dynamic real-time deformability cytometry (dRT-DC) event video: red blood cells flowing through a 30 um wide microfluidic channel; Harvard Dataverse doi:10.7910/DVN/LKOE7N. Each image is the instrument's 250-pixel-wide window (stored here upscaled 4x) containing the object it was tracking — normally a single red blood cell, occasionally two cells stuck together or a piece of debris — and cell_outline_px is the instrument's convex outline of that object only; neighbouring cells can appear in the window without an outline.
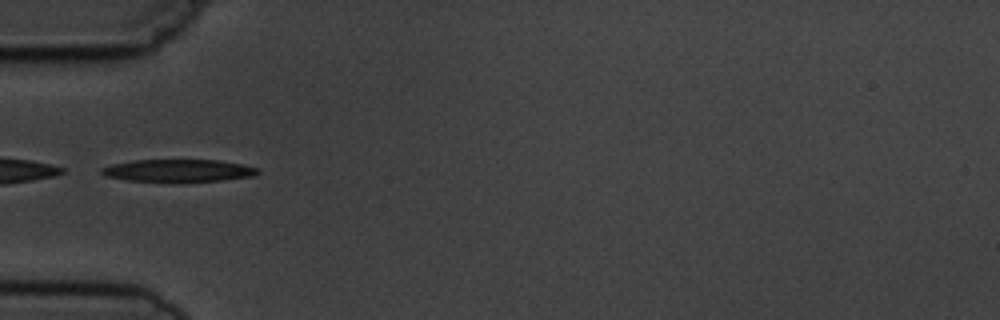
{"species": "common noctule bat (a hibernating species)", "species_latin": "Nyctalus noctula", "temperature_condition": "cold", "stored_images_in_passage": 1, "camera_frame_rate_fps": 3000, "um_per_image_px": 0.085, "animal": {"sex": "male", "body_mass_g": 19.5, "forearm_length_mm": 54.6}, "frame": {"image": 1, "passage_image": 1, "time_ms": 0.0, "image_size_px": [1000, 320], "cell_outline_px": [[260, 172], [252, 176], [220, 180], [172, 184], [128, 180], [104, 176], [100, 172], [100, 168], [112, 164], [132, 160], [220, 160], [240, 164], [256, 168]], "centroid_in_image_um": [15.07, 14.53], "position_along_channel_um": 69.9, "area_um2": 21.04}}